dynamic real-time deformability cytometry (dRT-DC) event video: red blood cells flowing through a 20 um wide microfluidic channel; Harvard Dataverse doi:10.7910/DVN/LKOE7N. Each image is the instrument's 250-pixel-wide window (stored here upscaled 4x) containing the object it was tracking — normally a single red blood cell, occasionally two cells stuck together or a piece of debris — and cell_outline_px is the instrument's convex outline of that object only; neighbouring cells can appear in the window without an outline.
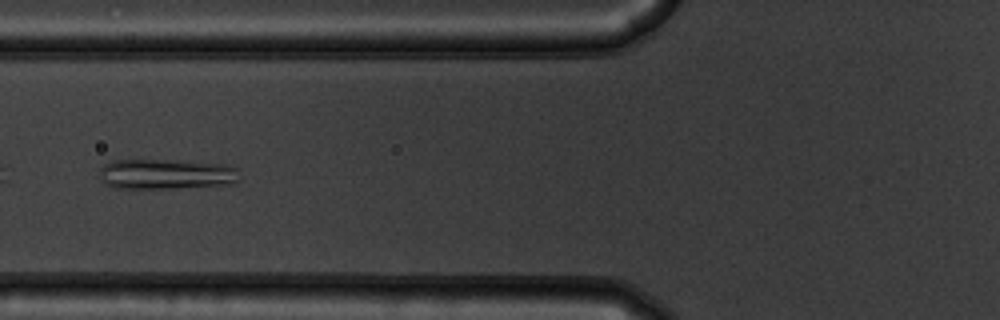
{"species": "common noctule bat (a hibernating species)", "species_latin": "Nyctalus noctula", "temperature_condition": "warm", "stored_images_in_passage": 7, "camera_frame_rate_fps": 3000, "um_per_image_px": 0.085, "animal": {"sex": "male", "body_mass_g": 19.5, "forearm_length_mm": 54.6}, "frame": {"image": 1, "passage_image": 4, "time_ms": 1.0, "image_size_px": [1000, 320], "cell_outline_px": [[236, 184], [172, 188], [112, 188], [104, 184], [100, 180], [100, 168], [104, 164], [112, 160], [188, 160], [228, 164], [236, 168]], "centroid_in_image_um": [14.09, 14.79], "position_along_channel_um": 111.7, "area_um2": 25.09}}